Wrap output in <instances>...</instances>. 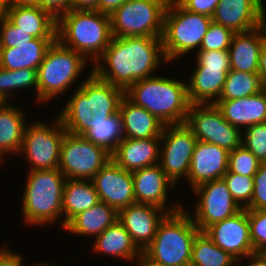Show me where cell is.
I'll list each match as a JSON object with an SVG mask.
<instances>
[{
	"mask_svg": "<svg viewBox=\"0 0 266 266\" xmlns=\"http://www.w3.org/2000/svg\"><path fill=\"white\" fill-rule=\"evenodd\" d=\"M165 63L162 38L112 36L91 67L97 77L126 91L136 81L156 75Z\"/></svg>",
	"mask_w": 266,
	"mask_h": 266,
	"instance_id": "cell-1",
	"label": "cell"
},
{
	"mask_svg": "<svg viewBox=\"0 0 266 266\" xmlns=\"http://www.w3.org/2000/svg\"><path fill=\"white\" fill-rule=\"evenodd\" d=\"M57 112L66 132L82 136L87 130L117 113L125 91L97 77L92 68Z\"/></svg>",
	"mask_w": 266,
	"mask_h": 266,
	"instance_id": "cell-2",
	"label": "cell"
},
{
	"mask_svg": "<svg viewBox=\"0 0 266 266\" xmlns=\"http://www.w3.org/2000/svg\"><path fill=\"white\" fill-rule=\"evenodd\" d=\"M184 81L157 72V75L136 81L125 91V96L164 125L183 124L191 105Z\"/></svg>",
	"mask_w": 266,
	"mask_h": 266,
	"instance_id": "cell-3",
	"label": "cell"
},
{
	"mask_svg": "<svg viewBox=\"0 0 266 266\" xmlns=\"http://www.w3.org/2000/svg\"><path fill=\"white\" fill-rule=\"evenodd\" d=\"M21 203L22 219L29 226L62 227V199L66 178L57 169L28 171Z\"/></svg>",
	"mask_w": 266,
	"mask_h": 266,
	"instance_id": "cell-4",
	"label": "cell"
},
{
	"mask_svg": "<svg viewBox=\"0 0 266 266\" xmlns=\"http://www.w3.org/2000/svg\"><path fill=\"white\" fill-rule=\"evenodd\" d=\"M112 38L110 15L97 10H70L57 19V40L92 65Z\"/></svg>",
	"mask_w": 266,
	"mask_h": 266,
	"instance_id": "cell-5",
	"label": "cell"
},
{
	"mask_svg": "<svg viewBox=\"0 0 266 266\" xmlns=\"http://www.w3.org/2000/svg\"><path fill=\"white\" fill-rule=\"evenodd\" d=\"M199 232L188 212L182 208L165 216L143 253L165 266H190L193 242Z\"/></svg>",
	"mask_w": 266,
	"mask_h": 266,
	"instance_id": "cell-6",
	"label": "cell"
},
{
	"mask_svg": "<svg viewBox=\"0 0 266 266\" xmlns=\"http://www.w3.org/2000/svg\"><path fill=\"white\" fill-rule=\"evenodd\" d=\"M89 61L80 53L63 46L58 40L46 51L37 69L38 103L55 100L70 92V87L88 69Z\"/></svg>",
	"mask_w": 266,
	"mask_h": 266,
	"instance_id": "cell-7",
	"label": "cell"
},
{
	"mask_svg": "<svg viewBox=\"0 0 266 266\" xmlns=\"http://www.w3.org/2000/svg\"><path fill=\"white\" fill-rule=\"evenodd\" d=\"M211 22V17L187 11L176 0H170L162 36L163 53L168 64L199 51Z\"/></svg>",
	"mask_w": 266,
	"mask_h": 266,
	"instance_id": "cell-8",
	"label": "cell"
},
{
	"mask_svg": "<svg viewBox=\"0 0 266 266\" xmlns=\"http://www.w3.org/2000/svg\"><path fill=\"white\" fill-rule=\"evenodd\" d=\"M170 0H129L110 15L114 37L162 38L164 16Z\"/></svg>",
	"mask_w": 266,
	"mask_h": 266,
	"instance_id": "cell-9",
	"label": "cell"
},
{
	"mask_svg": "<svg viewBox=\"0 0 266 266\" xmlns=\"http://www.w3.org/2000/svg\"><path fill=\"white\" fill-rule=\"evenodd\" d=\"M51 121H32L25 127L18 155H23L26 164L29 163L28 171L57 169L59 166L61 145L66 130L58 116Z\"/></svg>",
	"mask_w": 266,
	"mask_h": 266,
	"instance_id": "cell-10",
	"label": "cell"
},
{
	"mask_svg": "<svg viewBox=\"0 0 266 266\" xmlns=\"http://www.w3.org/2000/svg\"><path fill=\"white\" fill-rule=\"evenodd\" d=\"M111 160V154L83 136L65 133L58 169L66 179L91 180Z\"/></svg>",
	"mask_w": 266,
	"mask_h": 266,
	"instance_id": "cell-11",
	"label": "cell"
},
{
	"mask_svg": "<svg viewBox=\"0 0 266 266\" xmlns=\"http://www.w3.org/2000/svg\"><path fill=\"white\" fill-rule=\"evenodd\" d=\"M197 141L185 123L165 125L163 128L160 136L159 165L175 186L179 180H187Z\"/></svg>",
	"mask_w": 266,
	"mask_h": 266,
	"instance_id": "cell-12",
	"label": "cell"
},
{
	"mask_svg": "<svg viewBox=\"0 0 266 266\" xmlns=\"http://www.w3.org/2000/svg\"><path fill=\"white\" fill-rule=\"evenodd\" d=\"M185 124L198 141L233 151L242 144V131L231 125L215 104H191Z\"/></svg>",
	"mask_w": 266,
	"mask_h": 266,
	"instance_id": "cell-13",
	"label": "cell"
},
{
	"mask_svg": "<svg viewBox=\"0 0 266 266\" xmlns=\"http://www.w3.org/2000/svg\"><path fill=\"white\" fill-rule=\"evenodd\" d=\"M191 192L197 196L195 197L197 202H194L195 211L189 213L186 206L183 208L200 231H204L213 223L225 220L242 210L232 198L223 178L201 184Z\"/></svg>",
	"mask_w": 266,
	"mask_h": 266,
	"instance_id": "cell-14",
	"label": "cell"
},
{
	"mask_svg": "<svg viewBox=\"0 0 266 266\" xmlns=\"http://www.w3.org/2000/svg\"><path fill=\"white\" fill-rule=\"evenodd\" d=\"M203 232L215 245L228 252L238 262L254 253L247 209H242L225 220L213 223Z\"/></svg>",
	"mask_w": 266,
	"mask_h": 266,
	"instance_id": "cell-15",
	"label": "cell"
},
{
	"mask_svg": "<svg viewBox=\"0 0 266 266\" xmlns=\"http://www.w3.org/2000/svg\"><path fill=\"white\" fill-rule=\"evenodd\" d=\"M135 200L138 204L154 205L168 214L181 210L184 204L177 202L168 205V194L176 191V186L166 176L159 164L132 172Z\"/></svg>",
	"mask_w": 266,
	"mask_h": 266,
	"instance_id": "cell-16",
	"label": "cell"
},
{
	"mask_svg": "<svg viewBox=\"0 0 266 266\" xmlns=\"http://www.w3.org/2000/svg\"><path fill=\"white\" fill-rule=\"evenodd\" d=\"M99 200L119 211L135 204L132 172H129L112 159L91 179Z\"/></svg>",
	"mask_w": 266,
	"mask_h": 266,
	"instance_id": "cell-17",
	"label": "cell"
},
{
	"mask_svg": "<svg viewBox=\"0 0 266 266\" xmlns=\"http://www.w3.org/2000/svg\"><path fill=\"white\" fill-rule=\"evenodd\" d=\"M167 214L157 206L135 203L118 211V221L143 252L154 239L158 225Z\"/></svg>",
	"mask_w": 266,
	"mask_h": 266,
	"instance_id": "cell-18",
	"label": "cell"
},
{
	"mask_svg": "<svg viewBox=\"0 0 266 266\" xmlns=\"http://www.w3.org/2000/svg\"><path fill=\"white\" fill-rule=\"evenodd\" d=\"M229 151L208 142L197 141L187 177L190 190L228 172Z\"/></svg>",
	"mask_w": 266,
	"mask_h": 266,
	"instance_id": "cell-19",
	"label": "cell"
},
{
	"mask_svg": "<svg viewBox=\"0 0 266 266\" xmlns=\"http://www.w3.org/2000/svg\"><path fill=\"white\" fill-rule=\"evenodd\" d=\"M230 70V67L194 66L186 81L190 104H215Z\"/></svg>",
	"mask_w": 266,
	"mask_h": 266,
	"instance_id": "cell-20",
	"label": "cell"
},
{
	"mask_svg": "<svg viewBox=\"0 0 266 266\" xmlns=\"http://www.w3.org/2000/svg\"><path fill=\"white\" fill-rule=\"evenodd\" d=\"M266 40V26L260 25L233 35L228 49L231 70L258 73L259 53Z\"/></svg>",
	"mask_w": 266,
	"mask_h": 266,
	"instance_id": "cell-21",
	"label": "cell"
},
{
	"mask_svg": "<svg viewBox=\"0 0 266 266\" xmlns=\"http://www.w3.org/2000/svg\"><path fill=\"white\" fill-rule=\"evenodd\" d=\"M212 21L234 33L252 30L262 25L259 0H220Z\"/></svg>",
	"mask_w": 266,
	"mask_h": 266,
	"instance_id": "cell-22",
	"label": "cell"
},
{
	"mask_svg": "<svg viewBox=\"0 0 266 266\" xmlns=\"http://www.w3.org/2000/svg\"><path fill=\"white\" fill-rule=\"evenodd\" d=\"M159 154L160 138H124L111 154V159L123 169L134 172L159 164Z\"/></svg>",
	"mask_w": 266,
	"mask_h": 266,
	"instance_id": "cell-23",
	"label": "cell"
},
{
	"mask_svg": "<svg viewBox=\"0 0 266 266\" xmlns=\"http://www.w3.org/2000/svg\"><path fill=\"white\" fill-rule=\"evenodd\" d=\"M215 105L223 117L241 131L251 125L266 123V93L264 90L241 99L218 100Z\"/></svg>",
	"mask_w": 266,
	"mask_h": 266,
	"instance_id": "cell-24",
	"label": "cell"
},
{
	"mask_svg": "<svg viewBox=\"0 0 266 266\" xmlns=\"http://www.w3.org/2000/svg\"><path fill=\"white\" fill-rule=\"evenodd\" d=\"M119 113L122 117L124 138H160L165 125L155 115L135 105L126 96L120 102Z\"/></svg>",
	"mask_w": 266,
	"mask_h": 266,
	"instance_id": "cell-25",
	"label": "cell"
},
{
	"mask_svg": "<svg viewBox=\"0 0 266 266\" xmlns=\"http://www.w3.org/2000/svg\"><path fill=\"white\" fill-rule=\"evenodd\" d=\"M93 240L90 250L92 253L123 259L126 260L125 263L128 261L127 263L130 262L131 265L133 262L135 264L142 253L118 220Z\"/></svg>",
	"mask_w": 266,
	"mask_h": 266,
	"instance_id": "cell-26",
	"label": "cell"
},
{
	"mask_svg": "<svg viewBox=\"0 0 266 266\" xmlns=\"http://www.w3.org/2000/svg\"><path fill=\"white\" fill-rule=\"evenodd\" d=\"M15 105L11 102L0 103V159L3 162L7 155L19 154L24 130L29 123L24 109Z\"/></svg>",
	"mask_w": 266,
	"mask_h": 266,
	"instance_id": "cell-27",
	"label": "cell"
},
{
	"mask_svg": "<svg viewBox=\"0 0 266 266\" xmlns=\"http://www.w3.org/2000/svg\"><path fill=\"white\" fill-rule=\"evenodd\" d=\"M7 18L35 38H57V19L38 5L9 6Z\"/></svg>",
	"mask_w": 266,
	"mask_h": 266,
	"instance_id": "cell-28",
	"label": "cell"
},
{
	"mask_svg": "<svg viewBox=\"0 0 266 266\" xmlns=\"http://www.w3.org/2000/svg\"><path fill=\"white\" fill-rule=\"evenodd\" d=\"M118 220V211L99 201L97 204L74 216L64 227L70 234L96 238Z\"/></svg>",
	"mask_w": 266,
	"mask_h": 266,
	"instance_id": "cell-29",
	"label": "cell"
},
{
	"mask_svg": "<svg viewBox=\"0 0 266 266\" xmlns=\"http://www.w3.org/2000/svg\"><path fill=\"white\" fill-rule=\"evenodd\" d=\"M57 38H34L18 47L0 48V67L7 70H37L46 51Z\"/></svg>",
	"mask_w": 266,
	"mask_h": 266,
	"instance_id": "cell-30",
	"label": "cell"
},
{
	"mask_svg": "<svg viewBox=\"0 0 266 266\" xmlns=\"http://www.w3.org/2000/svg\"><path fill=\"white\" fill-rule=\"evenodd\" d=\"M91 180L66 179L62 199V228L77 214L99 202Z\"/></svg>",
	"mask_w": 266,
	"mask_h": 266,
	"instance_id": "cell-31",
	"label": "cell"
},
{
	"mask_svg": "<svg viewBox=\"0 0 266 266\" xmlns=\"http://www.w3.org/2000/svg\"><path fill=\"white\" fill-rule=\"evenodd\" d=\"M238 261L200 231L193 242L190 266H238Z\"/></svg>",
	"mask_w": 266,
	"mask_h": 266,
	"instance_id": "cell-32",
	"label": "cell"
},
{
	"mask_svg": "<svg viewBox=\"0 0 266 266\" xmlns=\"http://www.w3.org/2000/svg\"><path fill=\"white\" fill-rule=\"evenodd\" d=\"M93 144L112 154L124 139L122 117L119 111L87 130L83 135Z\"/></svg>",
	"mask_w": 266,
	"mask_h": 266,
	"instance_id": "cell-33",
	"label": "cell"
},
{
	"mask_svg": "<svg viewBox=\"0 0 266 266\" xmlns=\"http://www.w3.org/2000/svg\"><path fill=\"white\" fill-rule=\"evenodd\" d=\"M263 90L258 73L230 70L219 100H234L252 96Z\"/></svg>",
	"mask_w": 266,
	"mask_h": 266,
	"instance_id": "cell-34",
	"label": "cell"
},
{
	"mask_svg": "<svg viewBox=\"0 0 266 266\" xmlns=\"http://www.w3.org/2000/svg\"><path fill=\"white\" fill-rule=\"evenodd\" d=\"M232 198L245 209L251 202L254 189V178L228 171L223 177Z\"/></svg>",
	"mask_w": 266,
	"mask_h": 266,
	"instance_id": "cell-35",
	"label": "cell"
},
{
	"mask_svg": "<svg viewBox=\"0 0 266 266\" xmlns=\"http://www.w3.org/2000/svg\"><path fill=\"white\" fill-rule=\"evenodd\" d=\"M260 161L244 145L229 152L228 171L253 177L258 171Z\"/></svg>",
	"mask_w": 266,
	"mask_h": 266,
	"instance_id": "cell-36",
	"label": "cell"
},
{
	"mask_svg": "<svg viewBox=\"0 0 266 266\" xmlns=\"http://www.w3.org/2000/svg\"><path fill=\"white\" fill-rule=\"evenodd\" d=\"M234 34L232 30L212 21L199 51L228 50Z\"/></svg>",
	"mask_w": 266,
	"mask_h": 266,
	"instance_id": "cell-37",
	"label": "cell"
},
{
	"mask_svg": "<svg viewBox=\"0 0 266 266\" xmlns=\"http://www.w3.org/2000/svg\"><path fill=\"white\" fill-rule=\"evenodd\" d=\"M242 145L260 161L266 162V123L251 125L242 131Z\"/></svg>",
	"mask_w": 266,
	"mask_h": 266,
	"instance_id": "cell-38",
	"label": "cell"
},
{
	"mask_svg": "<svg viewBox=\"0 0 266 266\" xmlns=\"http://www.w3.org/2000/svg\"><path fill=\"white\" fill-rule=\"evenodd\" d=\"M254 253H266V210H247Z\"/></svg>",
	"mask_w": 266,
	"mask_h": 266,
	"instance_id": "cell-39",
	"label": "cell"
},
{
	"mask_svg": "<svg viewBox=\"0 0 266 266\" xmlns=\"http://www.w3.org/2000/svg\"><path fill=\"white\" fill-rule=\"evenodd\" d=\"M0 48L18 47L35 37L16 27L8 18L0 21Z\"/></svg>",
	"mask_w": 266,
	"mask_h": 266,
	"instance_id": "cell-40",
	"label": "cell"
},
{
	"mask_svg": "<svg viewBox=\"0 0 266 266\" xmlns=\"http://www.w3.org/2000/svg\"><path fill=\"white\" fill-rule=\"evenodd\" d=\"M12 80V98H16L18 91H25V89H33L35 94V102L38 103V83H37V70L34 69H19L11 70Z\"/></svg>",
	"mask_w": 266,
	"mask_h": 266,
	"instance_id": "cell-41",
	"label": "cell"
},
{
	"mask_svg": "<svg viewBox=\"0 0 266 266\" xmlns=\"http://www.w3.org/2000/svg\"><path fill=\"white\" fill-rule=\"evenodd\" d=\"M254 189L247 210H266V162H260L259 169L253 176Z\"/></svg>",
	"mask_w": 266,
	"mask_h": 266,
	"instance_id": "cell-42",
	"label": "cell"
},
{
	"mask_svg": "<svg viewBox=\"0 0 266 266\" xmlns=\"http://www.w3.org/2000/svg\"><path fill=\"white\" fill-rule=\"evenodd\" d=\"M194 54L196 66L230 67L228 50L197 51Z\"/></svg>",
	"mask_w": 266,
	"mask_h": 266,
	"instance_id": "cell-43",
	"label": "cell"
},
{
	"mask_svg": "<svg viewBox=\"0 0 266 266\" xmlns=\"http://www.w3.org/2000/svg\"><path fill=\"white\" fill-rule=\"evenodd\" d=\"M187 11L212 18L220 0H176Z\"/></svg>",
	"mask_w": 266,
	"mask_h": 266,
	"instance_id": "cell-44",
	"label": "cell"
},
{
	"mask_svg": "<svg viewBox=\"0 0 266 266\" xmlns=\"http://www.w3.org/2000/svg\"><path fill=\"white\" fill-rule=\"evenodd\" d=\"M7 247L8 245L6 243L0 247V266H24V254L22 255V252L20 254V252ZM39 264V262H36L35 264H31V266H38Z\"/></svg>",
	"mask_w": 266,
	"mask_h": 266,
	"instance_id": "cell-45",
	"label": "cell"
},
{
	"mask_svg": "<svg viewBox=\"0 0 266 266\" xmlns=\"http://www.w3.org/2000/svg\"><path fill=\"white\" fill-rule=\"evenodd\" d=\"M39 6L58 19L62 14L72 10V0H39Z\"/></svg>",
	"mask_w": 266,
	"mask_h": 266,
	"instance_id": "cell-46",
	"label": "cell"
},
{
	"mask_svg": "<svg viewBox=\"0 0 266 266\" xmlns=\"http://www.w3.org/2000/svg\"><path fill=\"white\" fill-rule=\"evenodd\" d=\"M12 101V80L11 70L0 67V103Z\"/></svg>",
	"mask_w": 266,
	"mask_h": 266,
	"instance_id": "cell-47",
	"label": "cell"
},
{
	"mask_svg": "<svg viewBox=\"0 0 266 266\" xmlns=\"http://www.w3.org/2000/svg\"><path fill=\"white\" fill-rule=\"evenodd\" d=\"M129 0H99L98 1V11L111 15L115 10H117L121 5Z\"/></svg>",
	"mask_w": 266,
	"mask_h": 266,
	"instance_id": "cell-48",
	"label": "cell"
},
{
	"mask_svg": "<svg viewBox=\"0 0 266 266\" xmlns=\"http://www.w3.org/2000/svg\"><path fill=\"white\" fill-rule=\"evenodd\" d=\"M242 261L245 263V266H266V253H253L247 258L239 261L238 266H244Z\"/></svg>",
	"mask_w": 266,
	"mask_h": 266,
	"instance_id": "cell-49",
	"label": "cell"
},
{
	"mask_svg": "<svg viewBox=\"0 0 266 266\" xmlns=\"http://www.w3.org/2000/svg\"><path fill=\"white\" fill-rule=\"evenodd\" d=\"M258 74L261 79L262 86L266 84V40L264 41L259 53Z\"/></svg>",
	"mask_w": 266,
	"mask_h": 266,
	"instance_id": "cell-50",
	"label": "cell"
},
{
	"mask_svg": "<svg viewBox=\"0 0 266 266\" xmlns=\"http://www.w3.org/2000/svg\"><path fill=\"white\" fill-rule=\"evenodd\" d=\"M99 0H72V10H97Z\"/></svg>",
	"mask_w": 266,
	"mask_h": 266,
	"instance_id": "cell-51",
	"label": "cell"
},
{
	"mask_svg": "<svg viewBox=\"0 0 266 266\" xmlns=\"http://www.w3.org/2000/svg\"><path fill=\"white\" fill-rule=\"evenodd\" d=\"M135 263V266H165L161 263L149 259L143 252Z\"/></svg>",
	"mask_w": 266,
	"mask_h": 266,
	"instance_id": "cell-52",
	"label": "cell"
},
{
	"mask_svg": "<svg viewBox=\"0 0 266 266\" xmlns=\"http://www.w3.org/2000/svg\"><path fill=\"white\" fill-rule=\"evenodd\" d=\"M9 6L38 5L39 0H8Z\"/></svg>",
	"mask_w": 266,
	"mask_h": 266,
	"instance_id": "cell-53",
	"label": "cell"
},
{
	"mask_svg": "<svg viewBox=\"0 0 266 266\" xmlns=\"http://www.w3.org/2000/svg\"><path fill=\"white\" fill-rule=\"evenodd\" d=\"M9 10L8 0H0V21L7 18Z\"/></svg>",
	"mask_w": 266,
	"mask_h": 266,
	"instance_id": "cell-54",
	"label": "cell"
},
{
	"mask_svg": "<svg viewBox=\"0 0 266 266\" xmlns=\"http://www.w3.org/2000/svg\"><path fill=\"white\" fill-rule=\"evenodd\" d=\"M264 0H259V13L261 17L262 24L266 26V6L264 5Z\"/></svg>",
	"mask_w": 266,
	"mask_h": 266,
	"instance_id": "cell-55",
	"label": "cell"
},
{
	"mask_svg": "<svg viewBox=\"0 0 266 266\" xmlns=\"http://www.w3.org/2000/svg\"><path fill=\"white\" fill-rule=\"evenodd\" d=\"M39 262H40V264L38 266H54L53 263H51V262L49 263V261L48 262H41V261H39ZM59 266H61V265H59Z\"/></svg>",
	"mask_w": 266,
	"mask_h": 266,
	"instance_id": "cell-56",
	"label": "cell"
},
{
	"mask_svg": "<svg viewBox=\"0 0 266 266\" xmlns=\"http://www.w3.org/2000/svg\"><path fill=\"white\" fill-rule=\"evenodd\" d=\"M263 90H264L265 93H266V84L263 86Z\"/></svg>",
	"mask_w": 266,
	"mask_h": 266,
	"instance_id": "cell-57",
	"label": "cell"
}]
</instances>
